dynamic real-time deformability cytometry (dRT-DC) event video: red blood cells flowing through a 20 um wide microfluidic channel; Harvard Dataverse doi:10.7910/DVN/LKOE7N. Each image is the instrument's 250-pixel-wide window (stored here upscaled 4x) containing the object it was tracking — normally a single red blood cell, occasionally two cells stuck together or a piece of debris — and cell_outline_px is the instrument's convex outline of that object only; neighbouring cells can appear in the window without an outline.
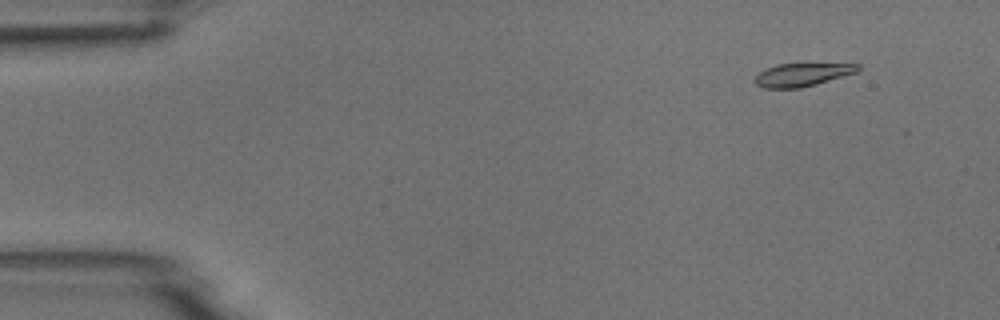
{"species": "common noctule bat (a hibernating species)", "species_latin": "Nyctalus noctula", "temperature_condition": "room temperature", "stored_images_in_passage": 4, "camera_frame_rate_fps": 3000, "um_per_image_px": 0.085, "animal": {"sex": "male", "body_mass_g": 18.8}, "frame": {"image": 1, "passage_image": 1, "time_ms": 0.0, "image_size_px": [1000, 320], "cell_outline_px": [[860, 68], [856, 72], [816, 84], [800, 88], [764, 88], [756, 84], [752, 80], [760, 72], [776, 64], [860, 64]], "centroid_in_image_um": [68.15, 6.35], "position_along_channel_um": 16.9, "area_um2": 13.64}}
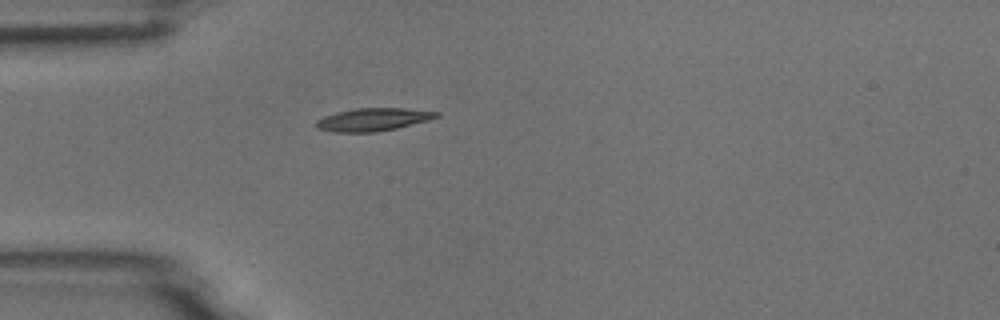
{"frame": {"image": 2, "passage_image": 4, "time_ms": 3.333, "image_size_px": [1000, 320], "cell_outline_px": [[440, 116], [428, 120], [396, 128], [376, 132], [332, 132], [316, 128], [316, 120], [324, 116], [336, 112], [356, 108], [404, 108], [440, 112]], "centroid_in_image_um": [31.69, 10.15], "position_along_channel_um": 53.3, "area_um2": 16.01}}